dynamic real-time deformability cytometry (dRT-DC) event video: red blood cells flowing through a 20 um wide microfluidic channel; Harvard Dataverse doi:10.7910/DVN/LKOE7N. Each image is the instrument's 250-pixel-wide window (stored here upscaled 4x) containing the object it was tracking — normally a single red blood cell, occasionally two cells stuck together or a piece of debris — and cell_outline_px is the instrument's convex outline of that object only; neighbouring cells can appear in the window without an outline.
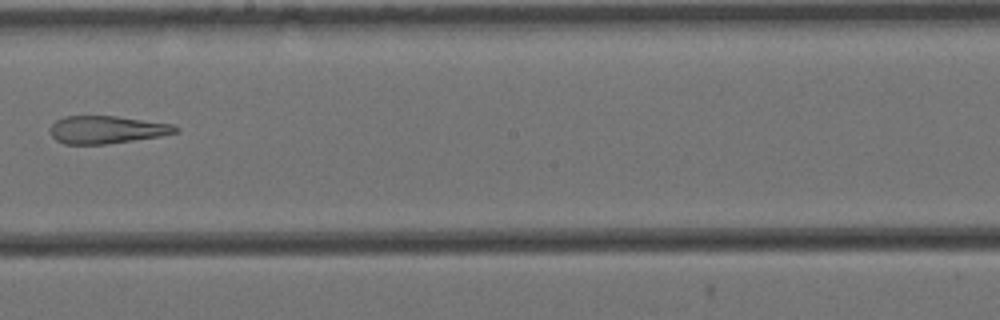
{"species": "Egyptian fruit bat (a non-hibernating species)", "species_latin": "Rousettus aegyptiacus", "temperature_condition": "cold", "stored_images_in_passage": 13, "camera_frame_rate_fps": 3000, "um_per_image_px": 0.085, "animal": {"sex": "female"}, "frame": {"image": 1, "passage_image": 6, "time_ms": 1.667, "image_size_px": [1000, 320], "cell_outline_px": [[180, 132], [160, 136], [104, 144], [64, 144], [56, 140], [52, 136], [48, 128], [56, 120], [64, 116], [116, 116], [172, 124], [180, 128]], "centroid_in_image_um": [9.05, 11.02], "position_along_channel_um": 239.1, "area_um2": 20.23}}
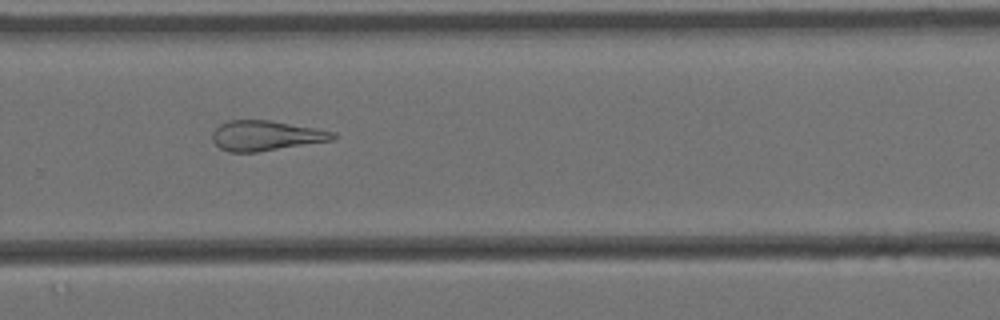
{"frame": {"image": 2, "passage_image": 8, "time_ms": 2.333, "image_size_px": [1000, 320], "cell_outline_px": [[336, 140], [256, 152], [228, 152], [220, 148], [212, 140], [212, 132], [220, 124], [228, 120], [268, 120], [316, 128], [336, 132]], "centroid_in_image_um": [22.61, 11.53], "position_along_channel_um": 307.2, "area_um2": 21.21}}
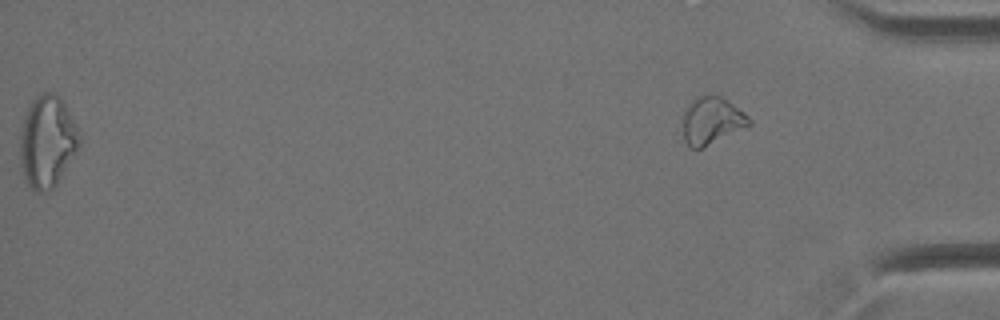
{"frame": {"image": 3, "passage_image": 13, "time_ms": 4.0, "image_size_px": [1000, 320], "cell_outline_px": [[752, 124], [700, 148], [688, 148], [684, 140], [684, 108], [696, 96], [712, 92], [720, 96], [744, 112], [752, 120]], "centroid_in_image_um": [60.48, 10.21], "position_along_channel_um": 374.7, "area_um2": 18.21}}